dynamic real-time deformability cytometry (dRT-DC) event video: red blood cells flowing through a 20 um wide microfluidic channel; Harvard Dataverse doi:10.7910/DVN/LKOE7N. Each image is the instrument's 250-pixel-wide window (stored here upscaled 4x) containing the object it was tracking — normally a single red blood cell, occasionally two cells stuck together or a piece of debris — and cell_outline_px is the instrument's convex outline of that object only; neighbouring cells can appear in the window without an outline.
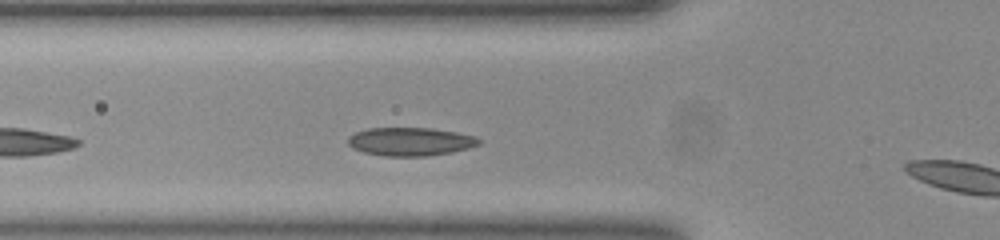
{"species": "common noctule bat (a hibernating species)", "species_latin": "Nyctalus noctula", "temperature_condition": "room temperature", "stored_images_in_passage": 13, "camera_frame_rate_fps": 3000, "um_per_image_px": 0.085, "animal": {"sex": "female", "body_mass_g": 23.0, "forearm_length_mm": 53.4}, "frame": {"image": 1, "passage_image": 6, "time_ms": 1.667, "image_size_px": [1000, 240], "cell_outline_px": [[484, 140], [480, 144], [468, 148], [452, 152], [428, 156], [384, 156], [364, 152], [352, 148], [348, 144], [348, 136], [356, 132], [368, 128], [432, 128], [456, 132], [476, 136]], "centroid_in_image_um": [34.91, 12.03], "position_along_channel_um": 90.9, "area_um2": 21.79}}
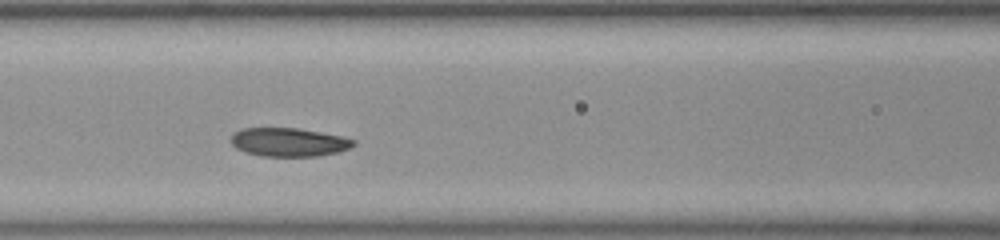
{"frame": {"image": 2, "passage_image": 10, "time_ms": 3.0, "image_size_px": [1000, 240], "cell_outline_px": [[356, 144], [348, 148], [336, 152], [320, 156], [264, 156], [248, 152], [236, 148], [232, 144], [232, 136], [236, 132], [244, 128], [300, 128], [344, 136], [356, 140]], "centroid_in_image_um": [24.61, 12.07], "position_along_channel_um": 142.0, "area_um2": 20.29}}